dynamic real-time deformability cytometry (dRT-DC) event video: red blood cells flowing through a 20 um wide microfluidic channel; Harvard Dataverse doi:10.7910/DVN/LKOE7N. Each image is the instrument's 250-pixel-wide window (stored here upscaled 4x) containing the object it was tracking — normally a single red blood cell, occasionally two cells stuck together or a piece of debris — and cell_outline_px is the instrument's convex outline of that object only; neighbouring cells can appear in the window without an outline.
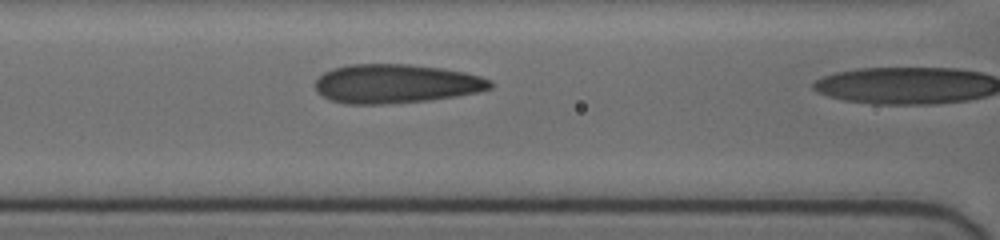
{"species": "human", "species_latin": "Homo sapiens", "temperature_condition": "cold", "stored_images_in_passage": 17, "camera_frame_rate_fps": 3000, "um_per_image_px": 0.085, "donor": {"sex": "female"}, "frame": {"image": 1, "passage_image": 16, "time_ms": 5.0, "image_size_px": [1000, 240], "cell_outline_px": [[496, 84], [492, 88], [480, 92], [456, 96], [428, 100], [380, 104], [344, 104], [332, 100], [316, 92], [316, 80], [324, 72], [332, 68], [348, 64], [408, 64], [444, 68], [464, 72], [480, 76], [492, 80]], "centroid_in_image_um": [33.69, 7.11], "position_along_channel_um": 132.9, "area_um2": 40.0}}